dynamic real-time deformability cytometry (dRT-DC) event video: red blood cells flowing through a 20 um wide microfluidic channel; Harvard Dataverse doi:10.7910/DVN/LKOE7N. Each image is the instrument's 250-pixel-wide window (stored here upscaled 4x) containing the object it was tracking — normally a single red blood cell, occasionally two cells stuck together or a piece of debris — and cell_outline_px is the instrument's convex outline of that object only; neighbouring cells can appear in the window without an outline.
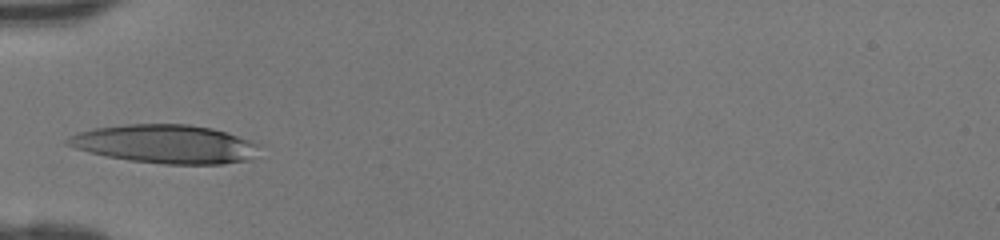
{"species": "human", "species_latin": "Homo sapiens", "temperature_condition": "room temperature", "stored_images_in_passage": 19, "camera_frame_rate_fps": 3000, "um_per_image_px": 0.085, "donor": {"sex": "female"}, "frame": {"image": 1, "passage_image": 1, "time_ms": 0.0, "image_size_px": [1000, 240], "cell_outline_px": [[260, 144], [248, 160], [224, 164], [164, 164], [128, 160], [88, 152], [64, 144], [64, 140], [68, 136], [80, 132], [96, 128], [124, 124], [188, 124], [212, 128], [252, 140]], "centroid_in_image_um": [14.02, 12.24], "position_along_channel_um": 71.0, "area_um2": 43.0}}
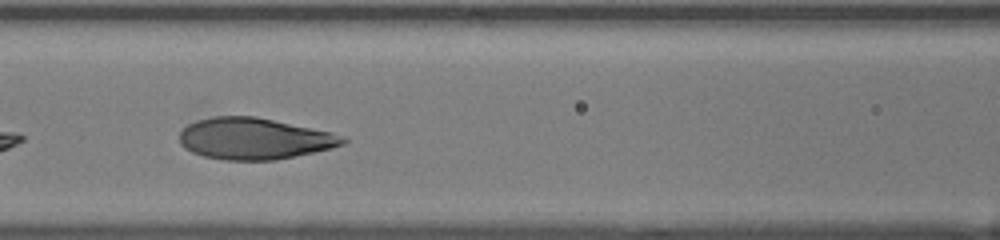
{"frame": {"image": 2, "passage_image": 6, "time_ms": 1.667, "image_size_px": [1000, 240], "cell_outline_px": [[348, 140], [344, 144], [332, 148], [276, 160], [224, 160], [204, 156], [192, 152], [184, 148], [180, 144], [180, 132], [188, 124], [196, 120], [212, 116], [256, 116], [332, 132], [344, 136]], "centroid_in_image_um": [21.61, 11.78], "position_along_channel_um": 145.0, "area_um2": 39.59}}
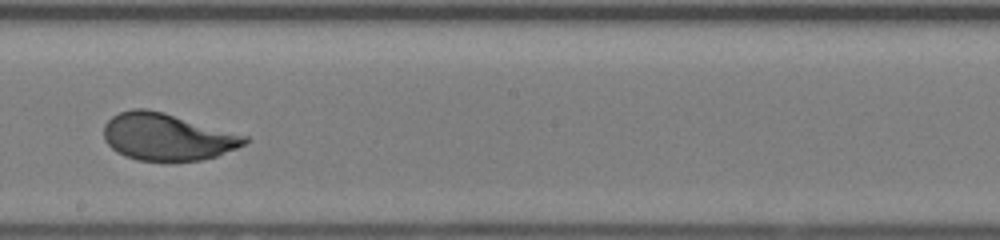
{"frame": {"image": 3, "passage_image": 12, "time_ms": 3.667, "image_size_px": [1000, 240], "cell_outline_px": [[248, 140], [244, 144], [236, 148], [216, 156], [200, 160], [136, 160], [124, 156], [116, 152], [104, 140], [104, 124], [112, 116], [120, 112], [132, 108], [144, 108], [164, 112], [248, 136]], "centroid_in_image_um": [14.17, 11.62], "position_along_channel_um": 234.0, "area_um2": 38.44}}